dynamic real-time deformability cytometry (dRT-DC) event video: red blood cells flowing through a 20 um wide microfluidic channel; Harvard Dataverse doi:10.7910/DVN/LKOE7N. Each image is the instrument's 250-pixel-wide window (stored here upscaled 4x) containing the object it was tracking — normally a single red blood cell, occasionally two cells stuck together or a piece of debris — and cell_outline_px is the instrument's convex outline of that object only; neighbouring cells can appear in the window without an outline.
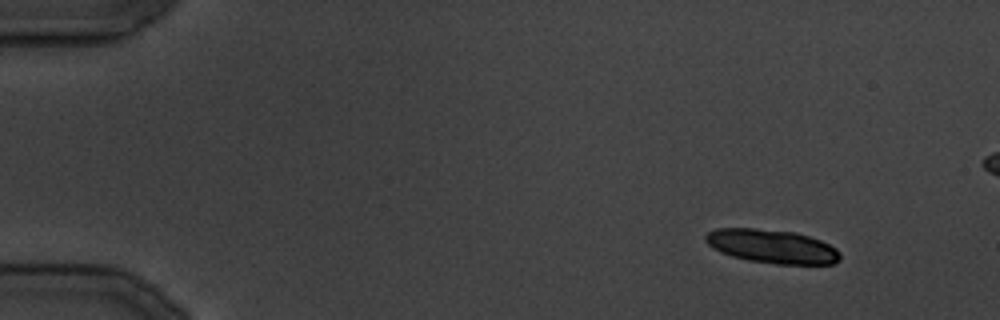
{"species": "common noctule bat (a hibernating species)", "species_latin": "Nyctalus noctula", "temperature_condition": "cold", "stored_images_in_passage": 33, "segment_of_instrument_passage": [1, 2], "camera_frame_rate_fps": 3000, "um_per_image_px": 0.085, "animal": {"sex": "male", "body_mass_g": 19.5, "forearm_length_mm": 54.6}, "frame": {"image": 1, "passage_image": 1, "time_ms": 0.0, "image_size_px": [1000, 320], "cell_outline_px": [[840, 260], [832, 264], [776, 264], [748, 260], [732, 256], [720, 252], [708, 244], [704, 240], [704, 236], [708, 232], [716, 228], [756, 228], [796, 232], [820, 240], [836, 248], [840, 252]], "centroid_in_image_um": [65.61, 20.93], "position_along_channel_um": 19.4, "area_um2": 26.53}}